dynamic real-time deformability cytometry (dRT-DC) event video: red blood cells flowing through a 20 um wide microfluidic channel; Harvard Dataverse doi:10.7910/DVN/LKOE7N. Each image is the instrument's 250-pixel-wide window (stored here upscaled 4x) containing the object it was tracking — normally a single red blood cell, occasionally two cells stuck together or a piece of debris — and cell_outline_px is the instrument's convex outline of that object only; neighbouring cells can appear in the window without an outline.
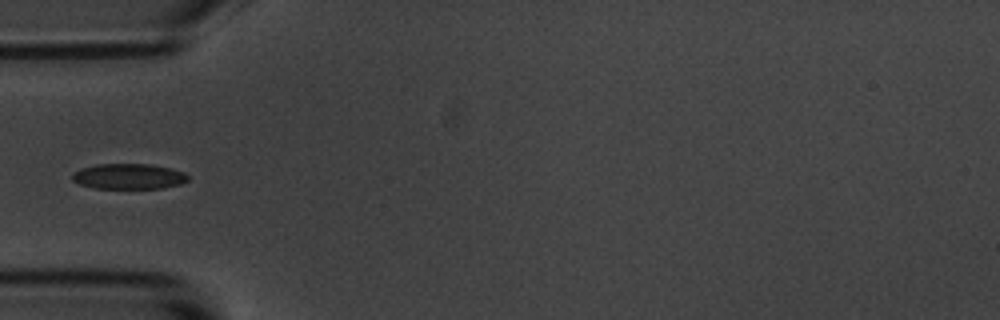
{"species": "common noctule bat (a hibernating species)", "species_latin": "Nyctalus noctula", "temperature_condition": "room temperature", "stored_images_in_passage": 4, "camera_frame_rate_fps": 3000, "um_per_image_px": 0.085, "animal": {"sex": "male", "body_mass_g": 20.1, "forearm_length_mm": 53.5}, "frame": {"image": 1, "passage_image": 4, "time_ms": 3.333, "image_size_px": [1000, 320], "cell_outline_px": [[188, 180], [180, 184], [164, 188], [92, 188], [80, 184], [72, 180], [72, 172], [80, 168], [96, 164], [152, 164], [172, 168], [184, 172], [188, 176]], "centroid_in_image_um": [10.93, 14.98], "position_along_channel_um": 74.1, "area_um2": 17.34}}